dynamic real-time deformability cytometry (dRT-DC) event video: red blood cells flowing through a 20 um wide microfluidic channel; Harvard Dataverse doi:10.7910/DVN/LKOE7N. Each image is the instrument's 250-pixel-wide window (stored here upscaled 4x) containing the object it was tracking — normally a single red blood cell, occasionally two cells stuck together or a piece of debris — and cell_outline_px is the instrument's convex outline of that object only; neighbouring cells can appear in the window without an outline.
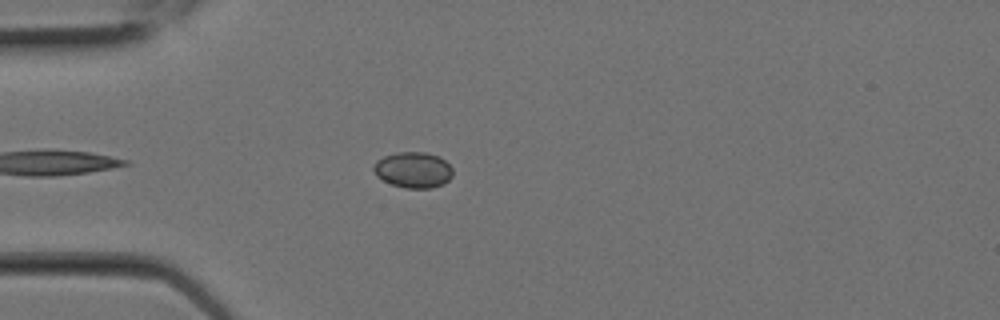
{"species": "Egyptian fruit bat (a non-hibernating species)", "species_latin": "Rousettus aegyptiacus", "temperature_condition": "room temperature", "stored_images_in_passage": 9, "camera_frame_rate_fps": 3000, "um_per_image_px": 0.085, "animal": {"sex": "female"}, "frame": {"image": 1, "passage_image": 7, "time_ms": 2.0, "image_size_px": [1000, 320], "cell_outline_px": [[452, 176], [444, 184], [432, 188], [404, 188], [392, 184], [376, 176], [372, 168], [376, 160], [384, 156], [396, 152], [428, 152], [440, 156], [452, 168]], "centroid_in_image_um": [35.12, 14.43], "position_along_channel_um": 49.9, "area_um2": 16.7}}
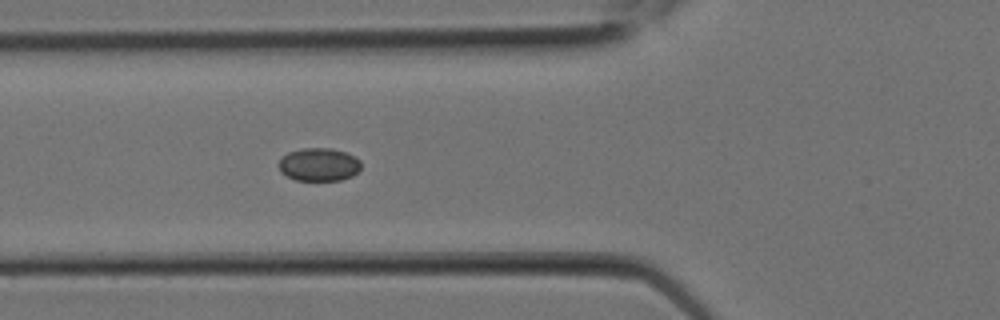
{"frame": {"image": 2, "passage_image": 9, "time_ms": 2.667, "image_size_px": [1000, 320], "cell_outline_px": [[360, 168], [352, 176], [340, 180], [296, 180], [280, 172], [280, 156], [288, 152], [304, 148], [332, 148], [344, 152], [360, 160]], "centroid_in_image_um": [27.09, 13.98], "position_along_channel_um": 98.7, "area_um2": 15.72}}